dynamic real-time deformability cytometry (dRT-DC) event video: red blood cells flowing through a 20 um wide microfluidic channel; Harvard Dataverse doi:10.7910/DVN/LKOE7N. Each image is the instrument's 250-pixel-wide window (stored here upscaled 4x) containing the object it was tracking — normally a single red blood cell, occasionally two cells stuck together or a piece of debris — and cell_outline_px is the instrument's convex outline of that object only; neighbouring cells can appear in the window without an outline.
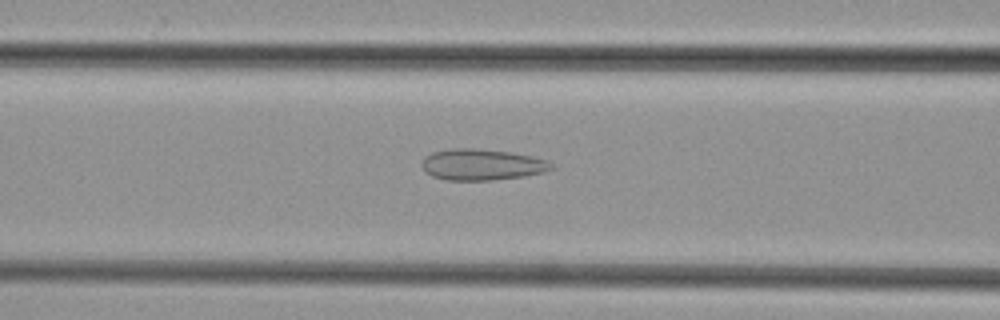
{"species": "common noctule bat (a hibernating species)", "species_latin": "Nyctalus noctula", "temperature_condition": "cold", "stored_images_in_passage": 29, "camera_frame_rate_fps": 3000, "um_per_image_px": 0.085, "animal": {"sex": "female", "body_mass_g": 29.2, "forearm_length_mm": 56.3}, "frame": {"image": 1, "passage_image": 16, "time_ms": 5.0, "image_size_px": [1000, 320], "cell_outline_px": [[556, 168], [544, 172], [524, 176], [492, 180], [448, 180], [432, 176], [420, 164], [424, 156], [432, 152], [452, 148], [472, 148], [512, 152], [532, 156], [548, 160], [556, 164]], "centroid_in_image_um": [41.01, 13.98], "position_along_channel_um": 125.6, "area_um2": 23.76}}
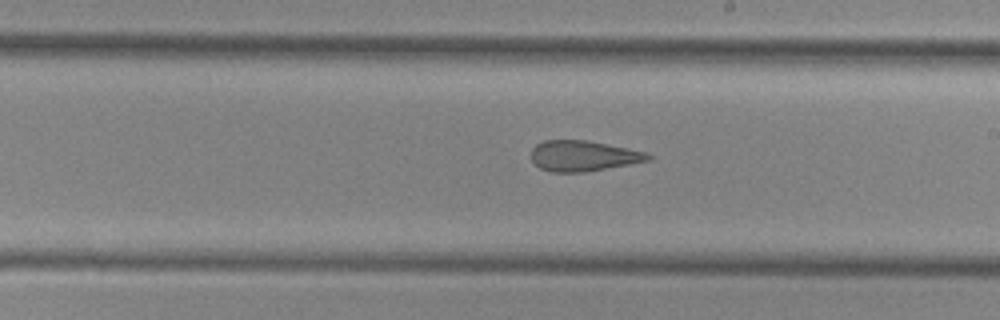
{"frame": {"image": 2, "passage_image": 24, "time_ms": 7.667, "image_size_px": [1000, 320], "cell_outline_px": [[652, 156], [648, 160], [628, 164], [584, 172], [552, 172], [540, 168], [532, 160], [532, 148], [536, 144], [544, 140], [588, 140], [648, 152]], "centroid_in_image_um": [49.56, 13.24], "position_along_channel_um": 239.4, "area_um2": 20.69}}
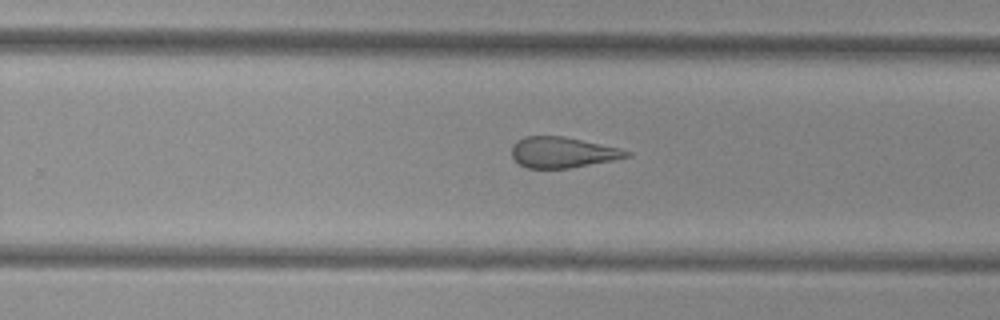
{"frame": {"image": 3, "passage_image": 27, "time_ms": 8.667, "image_size_px": [1000, 320], "cell_outline_px": [[632, 156], [612, 160], [568, 168], [528, 168], [520, 164], [512, 156], [512, 144], [516, 140], [524, 136], [564, 136], [620, 148], [632, 152]], "centroid_in_image_um": [47.81, 12.94], "position_along_channel_um": 282.0, "area_um2": 20.52}}